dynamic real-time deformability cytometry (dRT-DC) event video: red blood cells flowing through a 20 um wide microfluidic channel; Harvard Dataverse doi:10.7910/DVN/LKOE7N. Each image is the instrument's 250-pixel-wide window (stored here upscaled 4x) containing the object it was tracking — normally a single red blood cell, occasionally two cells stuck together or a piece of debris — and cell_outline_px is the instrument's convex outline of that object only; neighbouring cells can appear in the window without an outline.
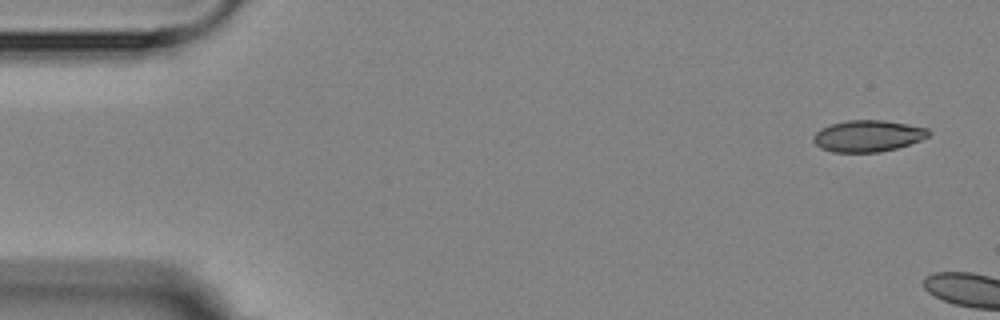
{"species": "Egyptian fruit bat (a non-hibernating species)", "species_latin": "Rousettus aegyptiacus", "temperature_condition": "room temperature", "stored_images_in_passage": 2, "camera_frame_rate_fps": 3000, "um_per_image_px": 0.085, "animal": {"sex": "female"}, "frame": {"image": 1, "passage_image": 1, "time_ms": 0.0, "image_size_px": [1000, 320], "cell_outline_px": [[932, 132], [928, 136], [920, 140], [896, 148], [880, 152], [832, 152], [820, 148], [812, 140], [812, 136], [820, 128], [844, 120], [884, 120], [908, 124], [928, 128]], "centroid_in_image_um": [73.75, 11.55], "position_along_channel_um": 11.3, "area_um2": 21.27}}